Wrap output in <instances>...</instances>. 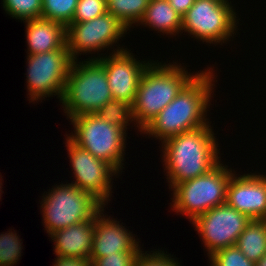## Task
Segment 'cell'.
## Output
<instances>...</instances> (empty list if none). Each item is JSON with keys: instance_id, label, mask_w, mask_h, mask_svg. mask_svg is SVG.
I'll list each match as a JSON object with an SVG mask.
<instances>
[{"instance_id": "1", "label": "cell", "mask_w": 266, "mask_h": 266, "mask_svg": "<svg viewBox=\"0 0 266 266\" xmlns=\"http://www.w3.org/2000/svg\"><path fill=\"white\" fill-rule=\"evenodd\" d=\"M213 69L208 66L201 70L140 133L162 143L169 137L209 124L207 112L217 82Z\"/></svg>"}, {"instance_id": "2", "label": "cell", "mask_w": 266, "mask_h": 266, "mask_svg": "<svg viewBox=\"0 0 266 266\" xmlns=\"http://www.w3.org/2000/svg\"><path fill=\"white\" fill-rule=\"evenodd\" d=\"M214 135L210 122L206 126L169 137L161 143V159L169 189L206 174L221 161L218 139Z\"/></svg>"}, {"instance_id": "3", "label": "cell", "mask_w": 266, "mask_h": 266, "mask_svg": "<svg viewBox=\"0 0 266 266\" xmlns=\"http://www.w3.org/2000/svg\"><path fill=\"white\" fill-rule=\"evenodd\" d=\"M172 63L152 61L142 74L135 100L131 105L132 118L134 124H137L134 126L138 127L140 132L199 73L188 72L178 60Z\"/></svg>"}, {"instance_id": "4", "label": "cell", "mask_w": 266, "mask_h": 266, "mask_svg": "<svg viewBox=\"0 0 266 266\" xmlns=\"http://www.w3.org/2000/svg\"><path fill=\"white\" fill-rule=\"evenodd\" d=\"M112 99L106 71L97 60L73 61L60 101L67 119L94 114Z\"/></svg>"}, {"instance_id": "5", "label": "cell", "mask_w": 266, "mask_h": 266, "mask_svg": "<svg viewBox=\"0 0 266 266\" xmlns=\"http://www.w3.org/2000/svg\"><path fill=\"white\" fill-rule=\"evenodd\" d=\"M221 162L206 174L176 184L170 190L172 211L185 215L191 223L208 210L225 204L227 184L234 170Z\"/></svg>"}, {"instance_id": "6", "label": "cell", "mask_w": 266, "mask_h": 266, "mask_svg": "<svg viewBox=\"0 0 266 266\" xmlns=\"http://www.w3.org/2000/svg\"><path fill=\"white\" fill-rule=\"evenodd\" d=\"M66 182L55 185L45 194L41 201V215L44 230L51 233L76 223L95 219L105 208L94 196L77 186Z\"/></svg>"}, {"instance_id": "7", "label": "cell", "mask_w": 266, "mask_h": 266, "mask_svg": "<svg viewBox=\"0 0 266 266\" xmlns=\"http://www.w3.org/2000/svg\"><path fill=\"white\" fill-rule=\"evenodd\" d=\"M69 120L74 133L67 135L75 144L123 172L127 133L122 128L101 119L96 113L82 114Z\"/></svg>"}, {"instance_id": "8", "label": "cell", "mask_w": 266, "mask_h": 266, "mask_svg": "<svg viewBox=\"0 0 266 266\" xmlns=\"http://www.w3.org/2000/svg\"><path fill=\"white\" fill-rule=\"evenodd\" d=\"M234 8L229 0H195L182 16L181 33L187 32L202 43L223 45L235 38L238 31L240 18L237 19Z\"/></svg>"}, {"instance_id": "9", "label": "cell", "mask_w": 266, "mask_h": 266, "mask_svg": "<svg viewBox=\"0 0 266 266\" xmlns=\"http://www.w3.org/2000/svg\"><path fill=\"white\" fill-rule=\"evenodd\" d=\"M27 92L30 102L44 100L45 97L56 96L61 101L65 83L71 69L73 59L65 46L63 49L35 55H27ZM43 98V99H42Z\"/></svg>"}, {"instance_id": "10", "label": "cell", "mask_w": 266, "mask_h": 266, "mask_svg": "<svg viewBox=\"0 0 266 266\" xmlns=\"http://www.w3.org/2000/svg\"><path fill=\"white\" fill-rule=\"evenodd\" d=\"M127 31L128 28L115 16L106 13L89 21L68 25L66 46L74 61L78 60L81 54L90 53L92 56L96 51L98 54L107 48V51L113 49L111 51L114 53L126 49L121 47L118 41L125 37Z\"/></svg>"}, {"instance_id": "11", "label": "cell", "mask_w": 266, "mask_h": 266, "mask_svg": "<svg viewBox=\"0 0 266 266\" xmlns=\"http://www.w3.org/2000/svg\"><path fill=\"white\" fill-rule=\"evenodd\" d=\"M65 146L75 177L72 185L94 196L104 206L111 201L113 176L120 173L109 163L94 157L86 149L75 144L66 135ZM110 198V199H109Z\"/></svg>"}, {"instance_id": "12", "label": "cell", "mask_w": 266, "mask_h": 266, "mask_svg": "<svg viewBox=\"0 0 266 266\" xmlns=\"http://www.w3.org/2000/svg\"><path fill=\"white\" fill-rule=\"evenodd\" d=\"M250 221L246 214L225 203L196 217L191 224L202 239L209 257L218 250L235 246Z\"/></svg>"}, {"instance_id": "13", "label": "cell", "mask_w": 266, "mask_h": 266, "mask_svg": "<svg viewBox=\"0 0 266 266\" xmlns=\"http://www.w3.org/2000/svg\"><path fill=\"white\" fill-rule=\"evenodd\" d=\"M130 51L126 48L106 56L101 53V57L98 54L88 60H97L104 67L113 99L124 100L132 105L142 74L153 60H137Z\"/></svg>"}, {"instance_id": "14", "label": "cell", "mask_w": 266, "mask_h": 266, "mask_svg": "<svg viewBox=\"0 0 266 266\" xmlns=\"http://www.w3.org/2000/svg\"><path fill=\"white\" fill-rule=\"evenodd\" d=\"M226 204L250 219L266 220V175L234 171L227 184Z\"/></svg>"}, {"instance_id": "15", "label": "cell", "mask_w": 266, "mask_h": 266, "mask_svg": "<svg viewBox=\"0 0 266 266\" xmlns=\"http://www.w3.org/2000/svg\"><path fill=\"white\" fill-rule=\"evenodd\" d=\"M104 210L103 208L95 218L89 259H99L114 253L143 250L139 245L138 237L136 239V235L122 225L123 222L120 223L115 218L103 214Z\"/></svg>"}, {"instance_id": "16", "label": "cell", "mask_w": 266, "mask_h": 266, "mask_svg": "<svg viewBox=\"0 0 266 266\" xmlns=\"http://www.w3.org/2000/svg\"><path fill=\"white\" fill-rule=\"evenodd\" d=\"M95 219L70 225L49 235L54 242V252L58 256H76L89 259Z\"/></svg>"}, {"instance_id": "17", "label": "cell", "mask_w": 266, "mask_h": 266, "mask_svg": "<svg viewBox=\"0 0 266 266\" xmlns=\"http://www.w3.org/2000/svg\"><path fill=\"white\" fill-rule=\"evenodd\" d=\"M23 22L26 24L28 55L59 50L66 46V27L63 24L43 18Z\"/></svg>"}, {"instance_id": "18", "label": "cell", "mask_w": 266, "mask_h": 266, "mask_svg": "<svg viewBox=\"0 0 266 266\" xmlns=\"http://www.w3.org/2000/svg\"><path fill=\"white\" fill-rule=\"evenodd\" d=\"M150 30L157 31L163 36L174 37L182 31V15H180L168 2V0H150L146 12L138 23Z\"/></svg>"}, {"instance_id": "19", "label": "cell", "mask_w": 266, "mask_h": 266, "mask_svg": "<svg viewBox=\"0 0 266 266\" xmlns=\"http://www.w3.org/2000/svg\"><path fill=\"white\" fill-rule=\"evenodd\" d=\"M236 247L256 263L266 254V220L251 219L238 237Z\"/></svg>"}, {"instance_id": "20", "label": "cell", "mask_w": 266, "mask_h": 266, "mask_svg": "<svg viewBox=\"0 0 266 266\" xmlns=\"http://www.w3.org/2000/svg\"><path fill=\"white\" fill-rule=\"evenodd\" d=\"M150 0H106L107 13L115 16L128 30L143 18Z\"/></svg>"}, {"instance_id": "21", "label": "cell", "mask_w": 266, "mask_h": 266, "mask_svg": "<svg viewBox=\"0 0 266 266\" xmlns=\"http://www.w3.org/2000/svg\"><path fill=\"white\" fill-rule=\"evenodd\" d=\"M96 114L110 124L122 128L125 132L131 122L134 125L132 107L124 100L112 99L105 103Z\"/></svg>"}, {"instance_id": "22", "label": "cell", "mask_w": 266, "mask_h": 266, "mask_svg": "<svg viewBox=\"0 0 266 266\" xmlns=\"http://www.w3.org/2000/svg\"><path fill=\"white\" fill-rule=\"evenodd\" d=\"M78 0H42L41 18L63 24H71Z\"/></svg>"}, {"instance_id": "23", "label": "cell", "mask_w": 266, "mask_h": 266, "mask_svg": "<svg viewBox=\"0 0 266 266\" xmlns=\"http://www.w3.org/2000/svg\"><path fill=\"white\" fill-rule=\"evenodd\" d=\"M6 14L22 21L41 18L42 0H2Z\"/></svg>"}, {"instance_id": "24", "label": "cell", "mask_w": 266, "mask_h": 266, "mask_svg": "<svg viewBox=\"0 0 266 266\" xmlns=\"http://www.w3.org/2000/svg\"><path fill=\"white\" fill-rule=\"evenodd\" d=\"M13 231L0 234V266H13L20 260L23 242Z\"/></svg>"}, {"instance_id": "25", "label": "cell", "mask_w": 266, "mask_h": 266, "mask_svg": "<svg viewBox=\"0 0 266 266\" xmlns=\"http://www.w3.org/2000/svg\"><path fill=\"white\" fill-rule=\"evenodd\" d=\"M208 258L210 266H255L236 245L218 250Z\"/></svg>"}, {"instance_id": "26", "label": "cell", "mask_w": 266, "mask_h": 266, "mask_svg": "<svg viewBox=\"0 0 266 266\" xmlns=\"http://www.w3.org/2000/svg\"><path fill=\"white\" fill-rule=\"evenodd\" d=\"M107 13L106 0H78L71 23H82Z\"/></svg>"}, {"instance_id": "27", "label": "cell", "mask_w": 266, "mask_h": 266, "mask_svg": "<svg viewBox=\"0 0 266 266\" xmlns=\"http://www.w3.org/2000/svg\"><path fill=\"white\" fill-rule=\"evenodd\" d=\"M144 251L141 250V252L137 255L134 266H182L177 258H172L173 255L166 254L160 249L156 251ZM148 252V253H147Z\"/></svg>"}, {"instance_id": "28", "label": "cell", "mask_w": 266, "mask_h": 266, "mask_svg": "<svg viewBox=\"0 0 266 266\" xmlns=\"http://www.w3.org/2000/svg\"><path fill=\"white\" fill-rule=\"evenodd\" d=\"M141 251H127L105 255L99 259H89L92 266H134L135 259Z\"/></svg>"}, {"instance_id": "29", "label": "cell", "mask_w": 266, "mask_h": 266, "mask_svg": "<svg viewBox=\"0 0 266 266\" xmlns=\"http://www.w3.org/2000/svg\"><path fill=\"white\" fill-rule=\"evenodd\" d=\"M56 256L53 266H92L89 259L76 256Z\"/></svg>"}, {"instance_id": "30", "label": "cell", "mask_w": 266, "mask_h": 266, "mask_svg": "<svg viewBox=\"0 0 266 266\" xmlns=\"http://www.w3.org/2000/svg\"><path fill=\"white\" fill-rule=\"evenodd\" d=\"M168 2L180 15L183 16L194 4L195 0H168Z\"/></svg>"}, {"instance_id": "31", "label": "cell", "mask_w": 266, "mask_h": 266, "mask_svg": "<svg viewBox=\"0 0 266 266\" xmlns=\"http://www.w3.org/2000/svg\"><path fill=\"white\" fill-rule=\"evenodd\" d=\"M255 266H266V254L255 263Z\"/></svg>"}, {"instance_id": "32", "label": "cell", "mask_w": 266, "mask_h": 266, "mask_svg": "<svg viewBox=\"0 0 266 266\" xmlns=\"http://www.w3.org/2000/svg\"><path fill=\"white\" fill-rule=\"evenodd\" d=\"M0 179H1V180H0V199H1V194L3 193V191L1 190V189H2V186H3V185H2V184H3V183H2V180H3V179H2V176L0 177Z\"/></svg>"}]
</instances>
